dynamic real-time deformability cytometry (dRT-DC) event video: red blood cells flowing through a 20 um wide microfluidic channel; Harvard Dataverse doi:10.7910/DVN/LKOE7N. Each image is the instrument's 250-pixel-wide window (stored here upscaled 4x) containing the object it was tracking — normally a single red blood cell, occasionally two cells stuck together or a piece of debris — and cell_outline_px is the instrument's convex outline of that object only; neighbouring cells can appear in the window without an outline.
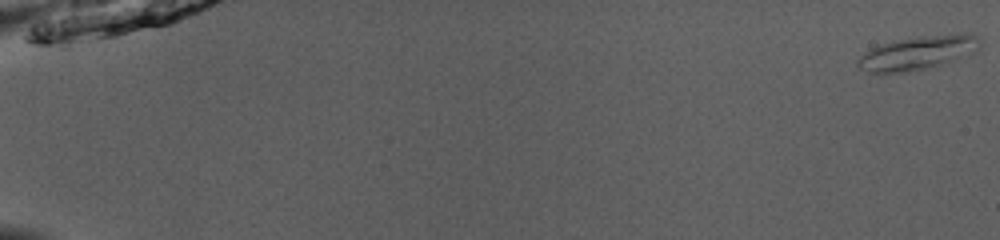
{"species": "common noctule bat (a hibernating species)", "species_latin": "Nyctalus noctula", "temperature_condition": "room temperature", "stored_images_in_passage": 53, "camera_frame_rate_fps": 3000, "um_per_image_px": 0.085, "animal": {"sex": "male", "body_mass_g": 13.0, "forearm_length_mm": 53.1}, "frame": {"image": 1, "passage_image": 1, "time_ms": 0.0, "image_size_px": [1000, 240], "cell_outline_px": [[984, 44], [976, 52], [928, 68], [904, 72], [868, 72], [860, 68], [856, 64], [856, 60], [860, 56], [872, 48], [892, 40], [920, 36], [964, 32], [972, 32], [980, 36]], "centroid_in_image_um": [78.12, 4.45], "position_along_channel_um": 6.9, "area_um2": 24.39}}
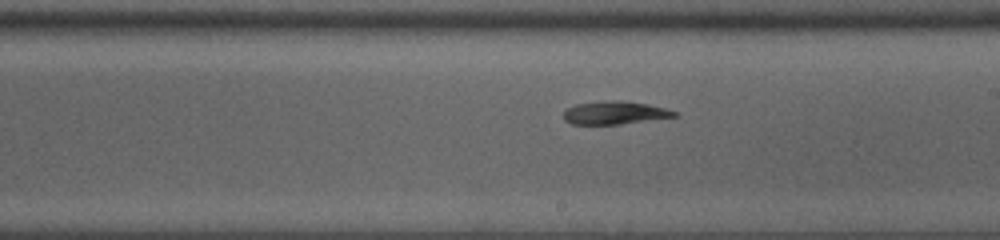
{"frame": {"image": 2, "passage_image": 33, "time_ms": 10.667, "image_size_px": [1000, 240], "cell_outline_px": [[680, 116], [620, 124], [572, 124], [564, 120], [564, 112], [568, 108], [576, 104], [608, 100], [616, 100], [648, 104], [664, 108], [676, 112]], "centroid_in_image_um": [52.26, 9.59], "position_along_channel_um": 236.7, "area_um2": 14.74}}
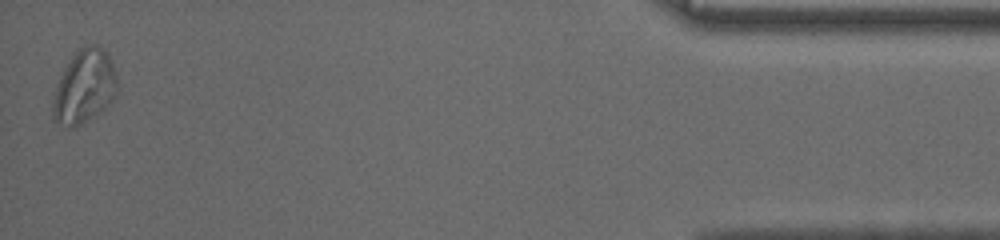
{"frame": {"image": 3, "passage_image": 53, "time_ms": 17.333, "image_size_px": [1000, 240], "cell_outline_px": [[120, 88], [112, 100], [96, 116], [72, 128], [52, 120], [52, 100], [60, 76], [72, 56], [80, 48], [88, 44], [96, 44], [108, 52], [112, 60], [116, 72]], "centroid_in_image_um": [7.21, 7.36], "position_along_channel_um": 428.0, "area_um2": 27.98}, "authors_computed_cell_mechanics": {"area_um2": 16.473, "velocity_mm_per_s": 3.9304, "shape_relaxation_time_tau1_ms": 6.6361, "shape_relaxation_time_tau2_ms": null, "deformation_change_tau1": 0.185, "deformation_change_tau2": null}}